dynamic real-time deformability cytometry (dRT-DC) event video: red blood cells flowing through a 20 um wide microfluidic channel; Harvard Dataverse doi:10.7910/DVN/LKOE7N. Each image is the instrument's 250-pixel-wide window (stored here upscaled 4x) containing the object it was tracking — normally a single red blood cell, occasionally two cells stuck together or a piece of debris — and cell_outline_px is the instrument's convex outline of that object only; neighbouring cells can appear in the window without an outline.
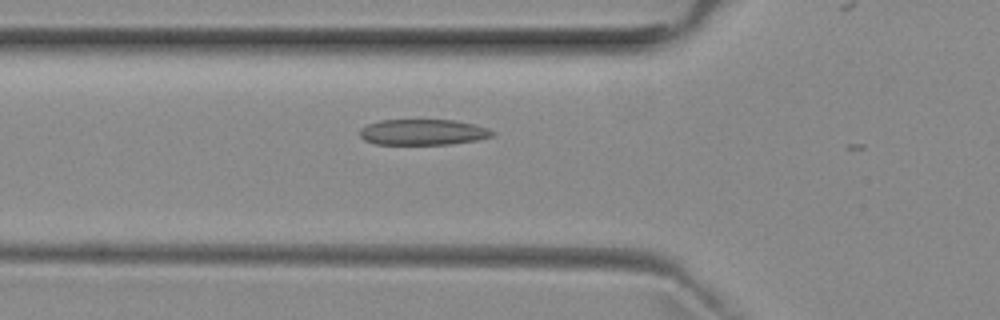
{"species": "common noctule bat (a hibernating species)", "species_latin": "Nyctalus noctula", "temperature_condition": "room temperature", "stored_images_in_passage": 12, "camera_frame_rate_fps": 3000, "um_per_image_px": 0.085, "animal": {"sex": "female", "body_mass_g": 29.2, "forearm_length_mm": 56.3}, "frame": {"image": 1, "passage_image": 11, "time_ms": 3.333, "image_size_px": [1000, 320], "cell_outline_px": [[496, 132], [492, 136], [476, 140], [448, 144], [376, 144], [364, 140], [360, 136], [360, 128], [368, 124], [380, 120], [456, 120], [488, 128]], "centroid_in_image_um": [35.94, 11.23], "position_along_channel_um": 89.9, "area_um2": 19.83}}